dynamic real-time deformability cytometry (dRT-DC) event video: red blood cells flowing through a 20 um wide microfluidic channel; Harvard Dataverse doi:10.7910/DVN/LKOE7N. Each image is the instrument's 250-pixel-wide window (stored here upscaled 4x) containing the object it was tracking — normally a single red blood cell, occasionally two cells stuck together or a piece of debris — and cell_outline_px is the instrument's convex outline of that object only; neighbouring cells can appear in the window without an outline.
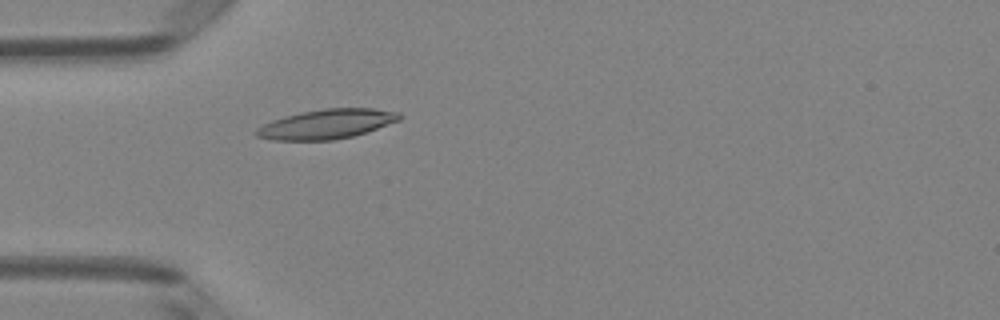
{"species": "Egyptian fruit bat (a non-hibernating species)", "species_latin": "Rousettus aegyptiacus", "temperature_condition": "room temperature", "stored_images_in_passage": 5, "camera_frame_rate_fps": 3000, "um_per_image_px": 0.085, "animal": {"sex": "female"}, "frame": {"image": 1, "passage_image": 5, "time_ms": 1.333, "image_size_px": [1000, 320], "cell_outline_px": [[404, 116], [400, 120], [352, 136], [332, 140], [272, 140], [256, 136], [252, 132], [256, 128], [272, 120], [284, 116], [300, 112], [324, 108], [372, 108], [400, 112]], "centroid_in_image_um": [27.74, 10.53], "position_along_channel_um": 57.3, "area_um2": 24.68}}